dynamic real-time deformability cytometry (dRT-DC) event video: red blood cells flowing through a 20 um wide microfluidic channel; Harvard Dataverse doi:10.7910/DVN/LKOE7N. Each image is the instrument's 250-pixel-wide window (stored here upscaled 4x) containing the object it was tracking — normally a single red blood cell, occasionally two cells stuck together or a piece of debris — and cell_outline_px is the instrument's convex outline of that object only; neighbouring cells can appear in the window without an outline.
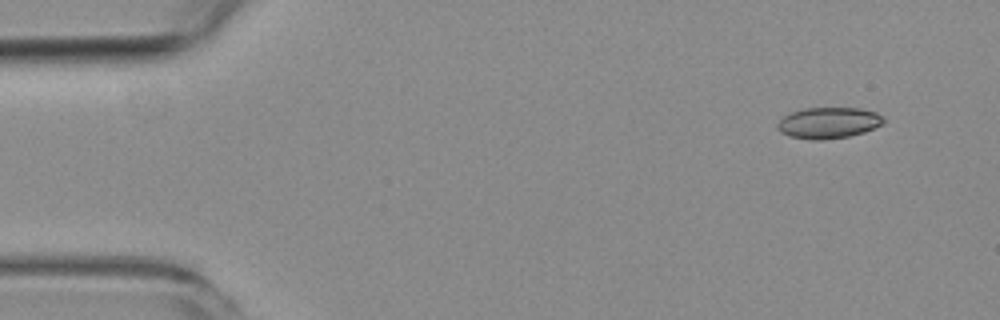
{"species": "common noctule bat (a hibernating species)", "species_latin": "Nyctalus noctula", "temperature_condition": "room temperature", "stored_images_in_passage": 4, "camera_frame_rate_fps": 3000, "um_per_image_px": 0.085, "animal": {"sex": "female", "body_mass_g": 19.3, "forearm_length_mm": 54.1}, "frame": {"image": 1, "passage_image": 1, "time_ms": 0.0, "image_size_px": [1000, 320], "cell_outline_px": [[884, 124], [864, 132], [848, 136], [824, 140], [808, 140], [788, 136], [780, 132], [776, 128], [776, 124], [784, 116], [792, 112], [804, 108], [860, 108], [876, 112], [884, 120]], "centroid_in_image_um": [70.39, 10.45], "position_along_channel_um": 14.6, "area_um2": 19.36}}
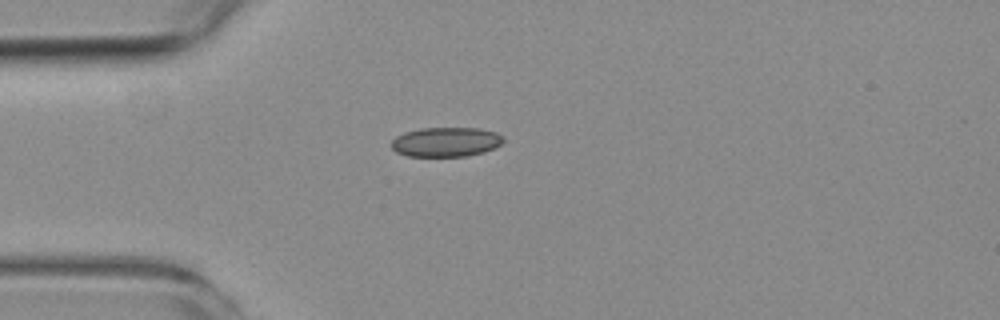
{"frame": {"image": 2, "passage_image": 4, "time_ms": 3.333, "image_size_px": [1000, 320], "cell_outline_px": [[504, 140], [496, 148], [484, 152], [468, 156], [408, 156], [396, 152], [388, 144], [396, 136], [404, 132], [420, 128], [476, 128], [496, 132], [504, 136]], "centroid_in_image_um": [37.89, 12.07], "position_along_channel_um": 47.1, "area_um2": 19.48}}